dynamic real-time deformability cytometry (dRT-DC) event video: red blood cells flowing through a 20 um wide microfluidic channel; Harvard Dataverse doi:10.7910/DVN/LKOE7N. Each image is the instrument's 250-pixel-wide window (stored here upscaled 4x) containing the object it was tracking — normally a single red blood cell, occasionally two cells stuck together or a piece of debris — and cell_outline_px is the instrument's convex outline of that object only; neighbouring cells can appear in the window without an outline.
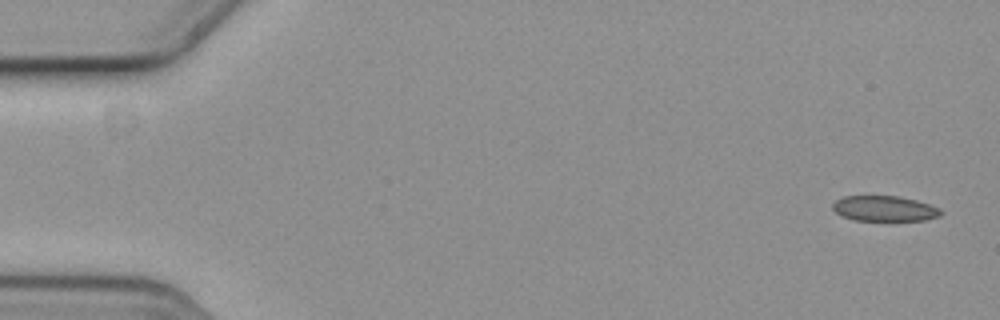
{"species": "common noctule bat (a hibernating species)", "species_latin": "Nyctalus noctula", "temperature_condition": "cold", "stored_images_in_passage": 5, "segment_of_instrument_passage": [2, 2], "camera_frame_rate_fps": 3000, "um_per_image_px": 0.085, "animal": {"sex": "female", "body_mass_g": 19.3, "forearm_length_mm": 54.1}, "frame": {"image": 1, "passage_image": 5, "time_ms": 1.333, "image_size_px": [1000, 320], "cell_outline_px": [[944, 212], [940, 216], [924, 220], [856, 220], [844, 216], [836, 212], [832, 208], [832, 204], [836, 200], [844, 196], [896, 196], [916, 200], [940, 208]], "centroid_in_image_um": [75.2, 17.72], "position_along_channel_um": 9.8, "area_um2": 15.84}}